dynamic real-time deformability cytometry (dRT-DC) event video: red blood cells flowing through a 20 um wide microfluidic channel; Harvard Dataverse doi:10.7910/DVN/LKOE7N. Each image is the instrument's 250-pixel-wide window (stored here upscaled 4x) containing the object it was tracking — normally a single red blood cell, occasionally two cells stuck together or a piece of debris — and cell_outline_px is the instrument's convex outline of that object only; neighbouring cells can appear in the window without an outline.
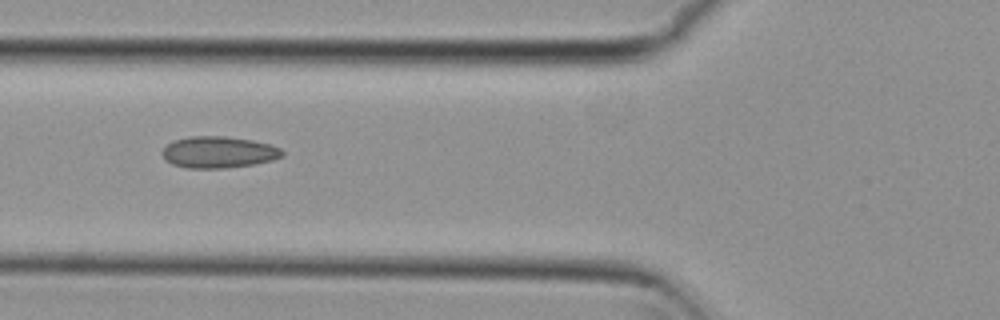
{"species": "common noctule bat (a hibernating species)", "species_latin": "Nyctalus noctula", "temperature_condition": "cold", "stored_images_in_passage": 6, "camera_frame_rate_fps": 3000, "um_per_image_px": 0.085, "animal": {"sex": "female", "body_mass_g": 29.2, "forearm_length_mm": 56.3}, "frame": {"image": 1, "passage_image": 4, "time_ms": 1.0, "image_size_px": [1000, 320], "cell_outline_px": [[284, 156], [272, 160], [252, 164], [224, 168], [188, 168], [172, 164], [164, 160], [160, 152], [172, 140], [188, 136], [224, 136], [252, 140], [268, 144], [280, 148], [284, 152]], "centroid_in_image_um": [18.53, 12.93], "position_along_channel_um": 107.3, "area_um2": 22.14}}
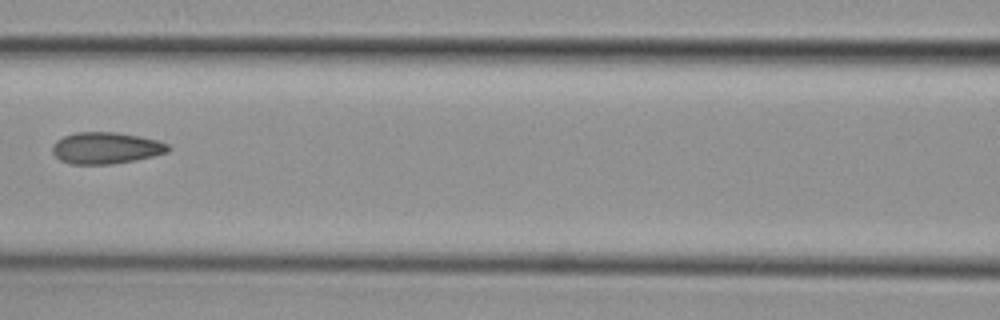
{"frame": {"image": 2, "passage_image": 5, "time_ms": 1.333, "image_size_px": [1000, 320], "cell_outline_px": [[172, 148], [168, 152], [136, 160], [112, 164], [68, 164], [60, 160], [52, 152], [52, 144], [56, 140], [64, 136], [76, 132], [116, 132], [140, 136], [160, 140], [168, 144]], "centroid_in_image_um": [9.02, 12.58], "position_along_channel_um": 157.6, "area_um2": 21.56}}
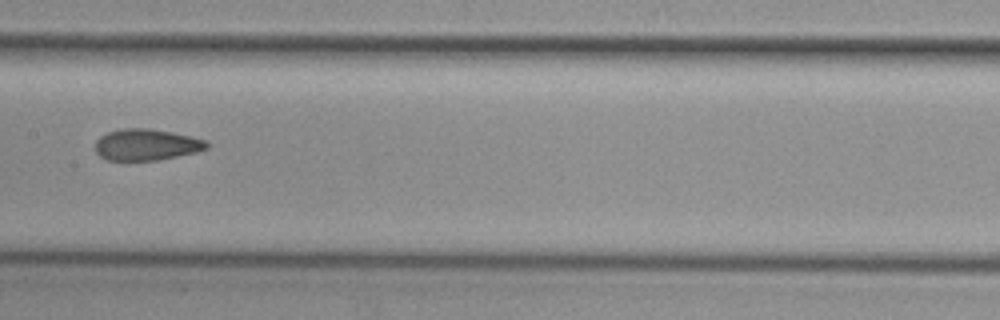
{"frame": {"image": 3, "passage_image": 6, "time_ms": 1.667, "image_size_px": [1000, 320], "cell_outline_px": [[208, 148], [196, 152], [156, 160], [108, 160], [100, 156], [96, 152], [96, 140], [100, 136], [108, 132], [120, 128], [148, 128], [172, 132], [192, 136], [208, 140]], "centroid_in_image_um": [12.45, 12.28], "position_along_channel_um": 194.9, "area_um2": 20.4}}